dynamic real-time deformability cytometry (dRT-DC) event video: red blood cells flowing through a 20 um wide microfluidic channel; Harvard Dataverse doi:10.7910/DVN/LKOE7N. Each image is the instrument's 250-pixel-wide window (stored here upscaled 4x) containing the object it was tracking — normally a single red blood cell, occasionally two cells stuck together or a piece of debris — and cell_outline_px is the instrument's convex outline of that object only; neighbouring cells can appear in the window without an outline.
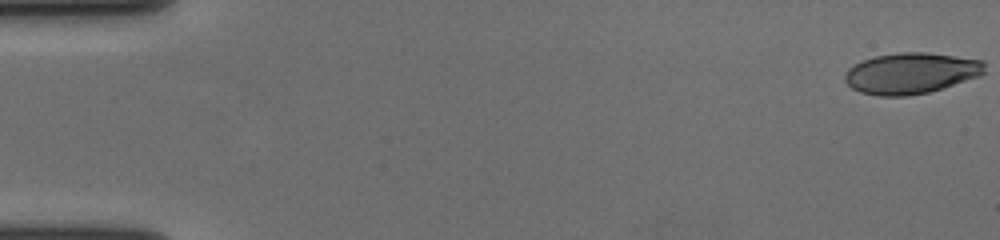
{"species": "human", "species_latin": "Homo sapiens", "temperature_condition": "cold", "stored_images_in_passage": 58, "camera_frame_rate_fps": 3000, "um_per_image_px": 0.085, "donor": {"sex": "female"}, "frame": {"image": 1, "passage_image": 1, "time_ms": 0.0, "image_size_px": [1000, 240], "cell_outline_px": [[984, 72], [980, 76], [928, 92], [904, 96], [880, 96], [860, 92], [852, 88], [844, 80], [844, 72], [852, 64], [860, 60], [876, 56], [900, 52], [924, 52], [984, 60]], "centroid_in_image_um": [77.38, 6.22], "position_along_channel_um": 7.6, "area_um2": 33.41}}
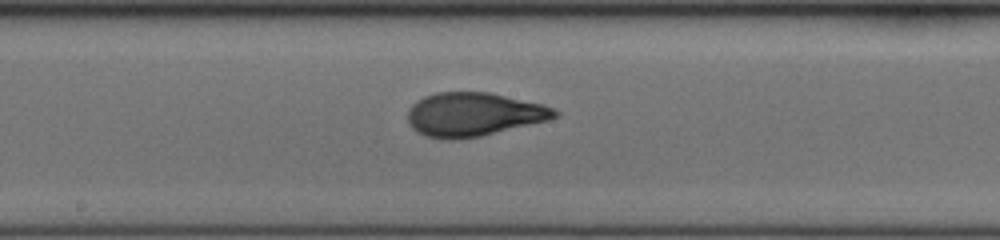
{"frame": {"image": 2, "passage_image": 32, "time_ms": 10.333, "image_size_px": [1000, 240], "cell_outline_px": [[560, 112], [556, 116], [548, 120], [480, 136], [460, 140], [448, 140], [424, 136], [416, 132], [408, 124], [408, 108], [416, 100], [424, 96], [436, 92], [488, 92], [544, 104], [556, 108]], "centroid_in_image_um": [40.22, 9.73], "position_along_channel_um": 208.0, "area_um2": 37.74}}
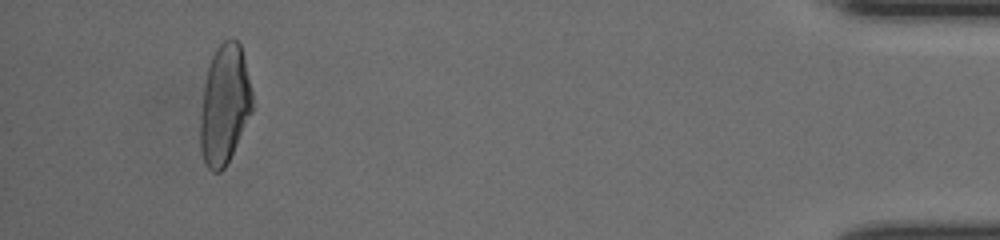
{"frame": {"image": 3, "passage_image": 55, "time_ms": 18.0, "image_size_px": [1000, 240], "cell_outline_px": [[252, 112], [224, 168], [220, 172], [212, 172], [208, 168], [200, 152], [200, 116], [204, 84], [208, 64], [216, 48], [224, 40], [236, 40], [240, 44], [244, 56], [252, 92]], "centroid_in_image_um": [19.07, 8.88], "position_along_channel_um": 416.1, "area_um2": 36.13}, "authors_computed_cell_mechanics": {"area_um2": 36.1828, "velocity_mm_per_s": 3.6215, "shape_relaxation_time_tau1_ms": 5.1143, "shape_relaxation_time_tau2_ms": 0.9988, "deformation_change_tau1": 0.2162, "deformation_change_tau2": 0.0656}}